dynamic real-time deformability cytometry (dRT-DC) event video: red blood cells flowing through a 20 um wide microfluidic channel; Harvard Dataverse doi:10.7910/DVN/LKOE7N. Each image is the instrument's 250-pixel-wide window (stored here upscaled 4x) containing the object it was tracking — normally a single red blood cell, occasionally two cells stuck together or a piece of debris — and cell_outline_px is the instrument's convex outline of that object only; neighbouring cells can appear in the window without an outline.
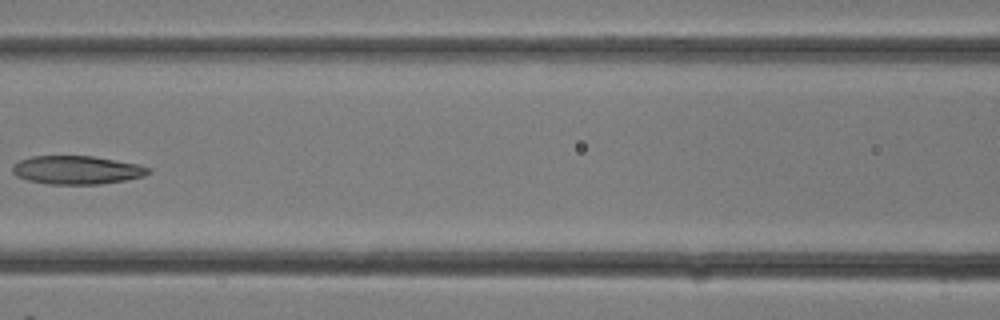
{"species": "common noctule bat (a hibernating species)", "species_latin": "Nyctalus noctula", "temperature_condition": "room temperature", "stored_images_in_passage": 16, "camera_frame_rate_fps": 3000, "um_per_image_px": 0.085, "animal": {"sex": "female"}, "frame": {"image": 1, "passage_image": 12, "time_ms": 3.667, "image_size_px": [1000, 320], "cell_outline_px": [[152, 172], [144, 176], [124, 180], [100, 184], [48, 184], [28, 180], [16, 176], [12, 172], [12, 164], [20, 160], [32, 156], [92, 156], [116, 160], [136, 164], [152, 168]], "centroid_in_image_um": [6.52, 14.45], "position_along_channel_um": 160.1, "area_um2": 22.54}}
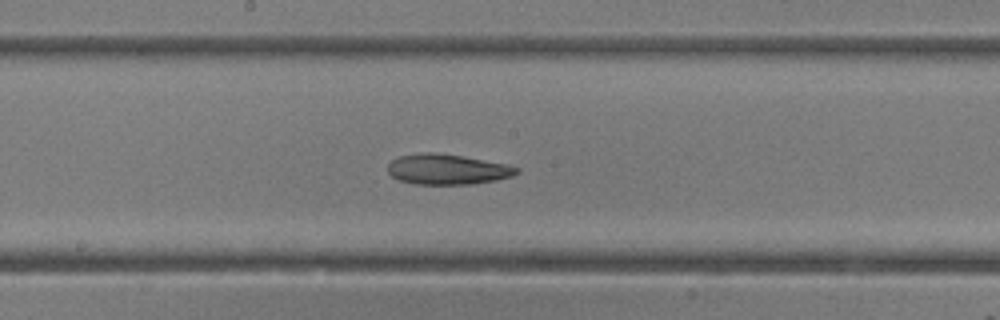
{"frame": {"image": 2, "passage_image": 14, "time_ms": 4.333, "image_size_px": [1000, 320], "cell_outline_px": [[520, 172], [512, 176], [496, 180], [472, 184], [416, 184], [400, 180], [392, 176], [388, 172], [388, 164], [392, 160], [400, 156], [424, 152], [436, 152], [464, 156], [508, 164], [520, 168]], "centroid_in_image_um": [38.06, 14.38], "position_along_channel_um": 210.1, "area_um2": 22.89}}
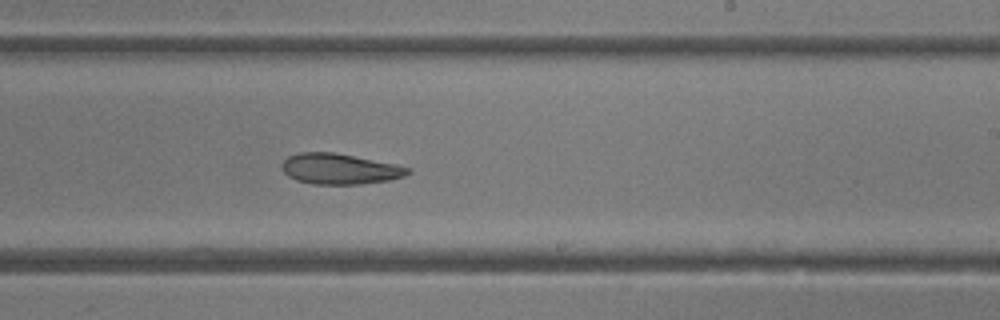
{"frame": {"image": 3, "passage_image": 16, "time_ms": 5.0, "image_size_px": [1000, 320], "cell_outline_px": [[412, 172], [404, 176], [388, 180], [360, 184], [312, 184], [296, 180], [288, 176], [280, 168], [280, 164], [288, 156], [300, 152], [336, 152], [392, 164], [408, 168]], "centroid_in_image_um": [28.8, 14.35], "position_along_channel_um": 260.2, "area_um2": 22.37}}